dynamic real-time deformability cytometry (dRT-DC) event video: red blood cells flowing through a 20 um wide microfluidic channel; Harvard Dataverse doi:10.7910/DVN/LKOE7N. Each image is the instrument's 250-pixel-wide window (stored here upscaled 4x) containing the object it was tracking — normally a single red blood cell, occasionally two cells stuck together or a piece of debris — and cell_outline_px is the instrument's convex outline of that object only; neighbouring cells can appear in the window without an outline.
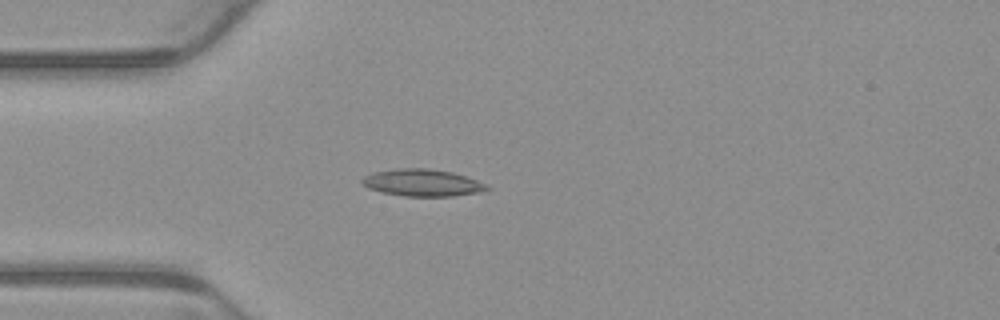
{"species": "common noctule bat (a hibernating species)", "species_latin": "Nyctalus noctula", "temperature_condition": "warm", "stored_images_in_passage": 5, "camera_frame_rate_fps": 3000, "um_per_image_px": 0.085, "animal": {"sex": "male", "body_mass_g": 23.1, "forearm_length_mm": 52.7}, "frame": {"image": 1, "passage_image": 5, "time_ms": 1.333, "image_size_px": [1000, 320], "cell_outline_px": [[492, 188], [476, 192], [452, 196], [404, 196], [384, 192], [368, 188], [360, 180], [364, 176], [372, 172], [396, 168], [428, 168], [452, 172], [476, 180]], "centroid_in_image_um": [35.85, 15.52], "position_along_channel_um": 49.1, "area_um2": 19.42}}